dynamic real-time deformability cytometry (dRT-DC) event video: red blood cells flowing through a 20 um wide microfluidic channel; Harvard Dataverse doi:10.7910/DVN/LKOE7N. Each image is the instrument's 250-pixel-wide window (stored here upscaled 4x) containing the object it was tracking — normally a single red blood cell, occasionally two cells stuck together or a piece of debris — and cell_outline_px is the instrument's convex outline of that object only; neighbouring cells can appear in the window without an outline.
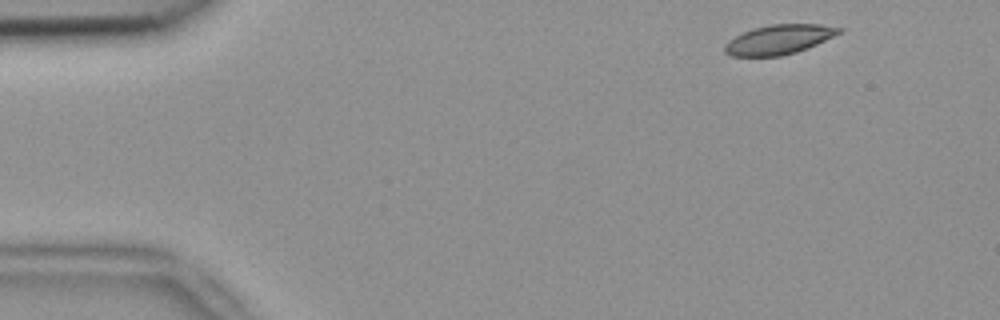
{"species": "common noctule bat (a hibernating species)", "species_latin": "Nyctalus noctula", "temperature_condition": "room temperature", "stored_images_in_passage": 4, "camera_frame_rate_fps": 3000, "um_per_image_px": 0.085, "animal": {"sex": "female", "body_mass_g": 18.4}, "frame": {"image": 1, "passage_image": 1, "time_ms": 0.0, "image_size_px": [1000, 320], "cell_outline_px": [[844, 28], [840, 32], [808, 48], [796, 52], [780, 56], [732, 56], [724, 52], [724, 44], [728, 40], [752, 28], [772, 24], [820, 24]], "centroid_in_image_um": [66.18, 3.36], "position_along_channel_um": 18.8, "area_um2": 19.54}}
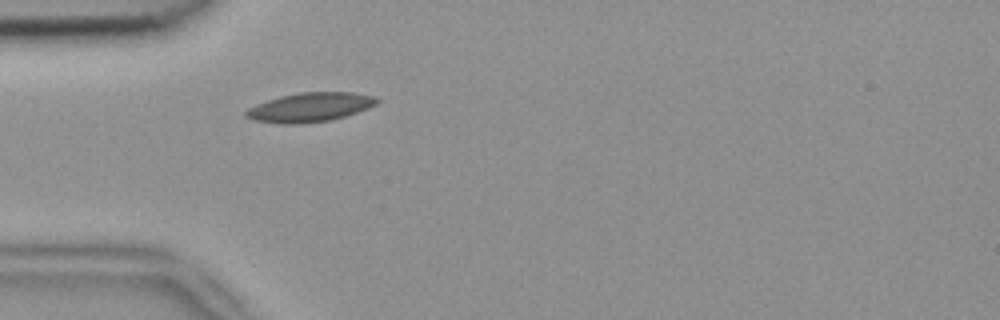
{"frame": {"image": 2, "passage_image": 4, "time_ms": 1.0, "image_size_px": [1000, 320], "cell_outline_px": [[380, 100], [376, 104], [368, 108], [332, 120], [300, 124], [280, 124], [252, 120], [244, 116], [244, 112], [248, 108], [268, 100], [280, 96], [300, 92], [352, 92], [376, 96]], "centroid_in_image_um": [26.34, 9.12], "position_along_channel_um": 58.7, "area_um2": 22.37}}